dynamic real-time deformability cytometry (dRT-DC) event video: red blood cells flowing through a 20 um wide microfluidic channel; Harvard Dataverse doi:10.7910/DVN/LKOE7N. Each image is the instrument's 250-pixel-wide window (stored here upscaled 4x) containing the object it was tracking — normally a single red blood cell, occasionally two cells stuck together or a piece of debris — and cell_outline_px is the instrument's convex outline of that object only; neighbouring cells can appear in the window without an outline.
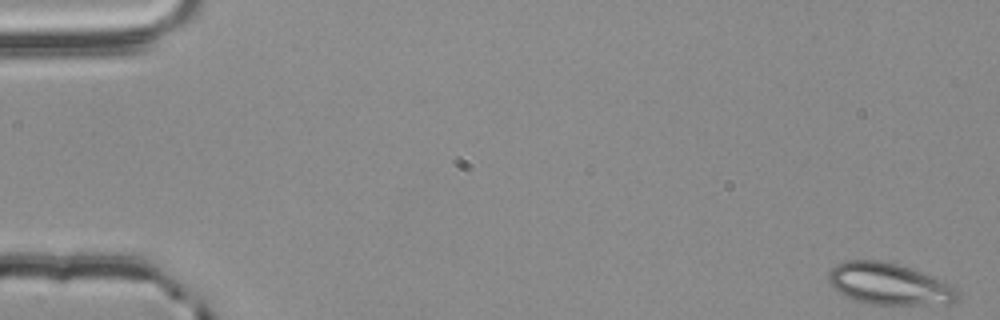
{"species": "common noctule bat (a hibernating species)", "species_latin": "Nyctalus noctula", "temperature_condition": "room temperature", "stored_images_in_passage": 55, "camera_frame_rate_fps": 3000, "um_per_image_px": 0.085, "animal": {"sex": "male", "body_mass_g": 20.4}, "frame": {"image": 1, "passage_image": 1, "time_ms": 0.0, "image_size_px": [1000, 320], "cell_outline_px": [[956, 300], [952, 304], [868, 304], [856, 300], [832, 288], [828, 280], [828, 272], [836, 264], [848, 260], [880, 260], [896, 264], [936, 276], [952, 284], [956, 288]], "centroid_in_image_um": [75.59, 24.13], "position_along_channel_um": 9.4, "area_um2": 31.33}}
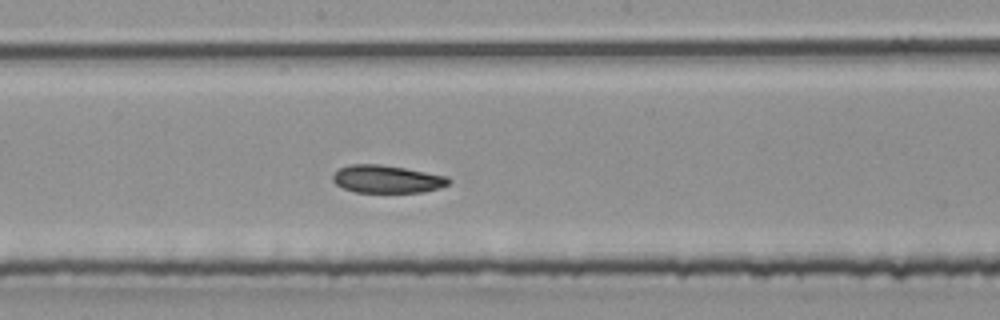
{"frame": {"image": 2, "passage_image": 30, "time_ms": 9.667, "image_size_px": [1000, 320], "cell_outline_px": [[452, 180], [448, 184], [440, 188], [424, 192], [356, 192], [344, 188], [336, 184], [332, 180], [332, 176], [340, 168], [348, 164], [380, 164], [404, 168], [448, 176]], "centroid_in_image_um": [32.91, 15.22], "position_along_channel_um": 215.3, "area_um2": 18.73}}
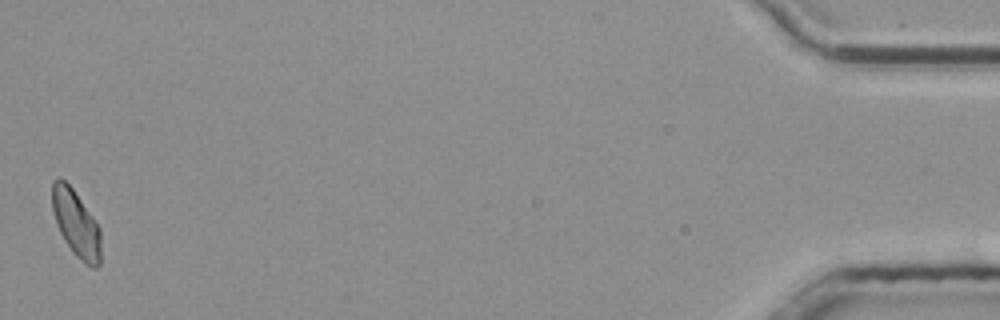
{"frame": {"image": 3, "passage_image": 55, "time_ms": 18.0, "image_size_px": [1000, 320], "cell_outline_px": [[100, 264], [96, 268], [92, 268], [80, 260], [72, 252], [64, 240], [56, 224], [52, 208], [52, 180], [60, 176], [72, 188], [92, 216], [100, 228]], "centroid_in_image_um": [6.45, 19.01], "position_along_channel_um": 428.8, "area_um2": 18.9}, "authors_computed_cell_mechanics": {"area_um2": 19.5364, "velocity_mm_per_s": 3.755, "shape_relaxation_time_tau1_ms": 4.8745, "shape_relaxation_time_tau2_ms": 2.8571, "deformation_change_tau1": 0.1072, "deformation_change_tau2": 0.0754}}